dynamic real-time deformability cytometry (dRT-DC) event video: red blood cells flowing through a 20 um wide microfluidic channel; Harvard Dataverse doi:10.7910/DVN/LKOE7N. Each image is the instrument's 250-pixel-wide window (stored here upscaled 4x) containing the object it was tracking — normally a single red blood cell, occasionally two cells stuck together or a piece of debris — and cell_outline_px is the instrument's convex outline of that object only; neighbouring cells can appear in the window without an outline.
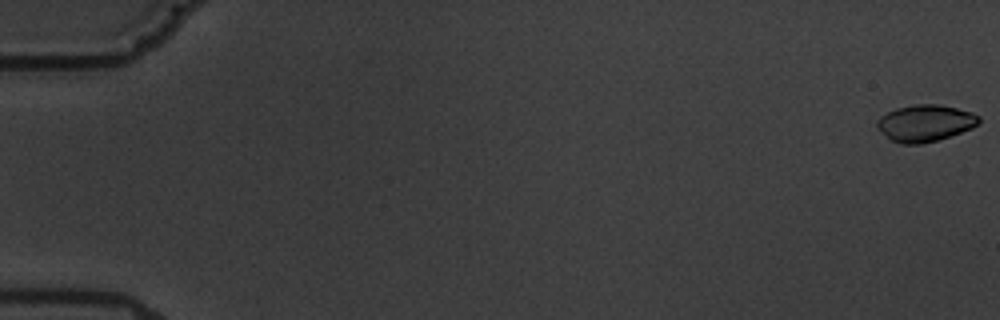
{"species": "common noctule bat (a hibernating species)", "species_latin": "Nyctalus noctula", "temperature_condition": "warm", "stored_images_in_passage": 5, "camera_frame_rate_fps": 3000, "um_per_image_px": 0.085, "animal": {"sex": "male", "body_mass_g": 19.5, "forearm_length_mm": 54.6}, "frame": {"image": 1, "passage_image": 1, "time_ms": 0.0, "image_size_px": [1000, 320], "cell_outline_px": [[980, 120], [972, 128], [936, 140], [920, 144], [904, 144], [892, 140], [876, 128], [876, 120], [880, 116], [896, 108], [916, 104], [940, 104], [972, 112], [980, 116]], "centroid_in_image_um": [78.61, 10.45], "position_along_channel_um": 6.4, "area_um2": 21.62}}